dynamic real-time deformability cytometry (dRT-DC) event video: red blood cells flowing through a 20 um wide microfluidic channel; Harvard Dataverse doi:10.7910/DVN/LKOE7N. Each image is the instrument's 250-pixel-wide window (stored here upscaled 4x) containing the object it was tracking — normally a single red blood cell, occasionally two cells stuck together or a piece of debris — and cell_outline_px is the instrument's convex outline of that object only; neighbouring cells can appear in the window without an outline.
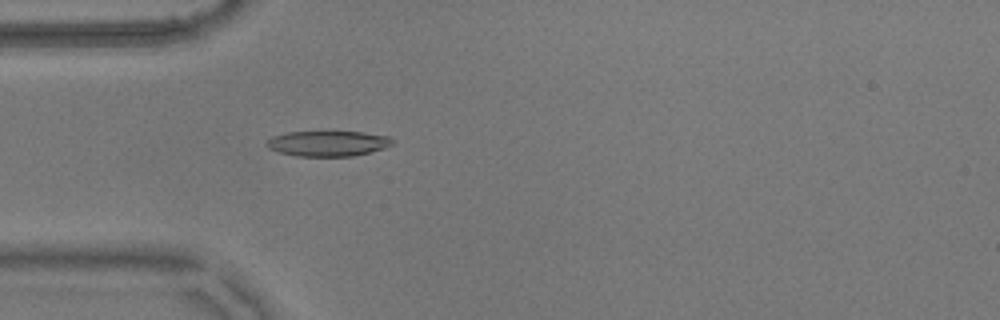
{"species": "common noctule bat (a hibernating species)", "species_latin": "Nyctalus noctula", "temperature_condition": "warm", "stored_images_in_passage": 56, "camera_frame_rate_fps": 3000, "um_per_image_px": 0.085, "animal": {"sex": "male", "body_mass_g": 17.9}, "frame": {"image": 1, "passage_image": 16, "time_ms": 5.0, "image_size_px": [1000, 320], "cell_outline_px": [[392, 144], [384, 148], [352, 156], [296, 156], [280, 152], [268, 148], [264, 144], [272, 136], [288, 132], [360, 132], [388, 136], [392, 140]], "centroid_in_image_um": [27.82, 12.19], "position_along_channel_um": 57.2, "area_um2": 18.38}}
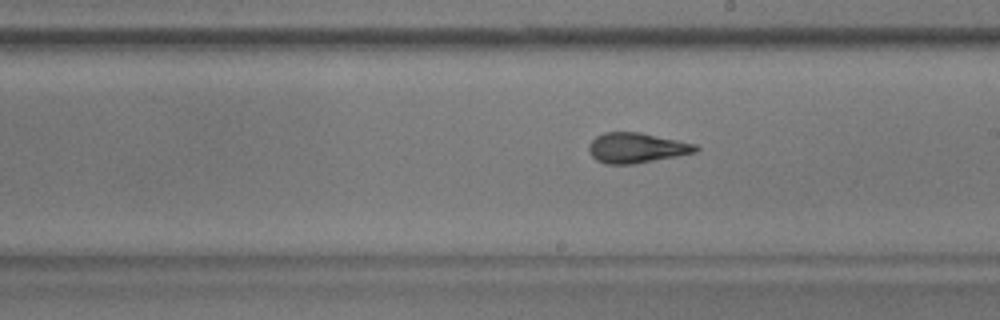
{"frame": {"image": 2, "passage_image": 31, "time_ms": 10.0, "image_size_px": [1000, 320], "cell_outline_px": [[700, 148], [696, 152], [636, 164], [604, 164], [596, 160], [588, 152], [588, 144], [596, 136], [604, 132], [640, 132], [696, 144]], "centroid_in_image_um": [54.07, 12.57], "position_along_channel_um": 234.9, "area_um2": 18.9}}
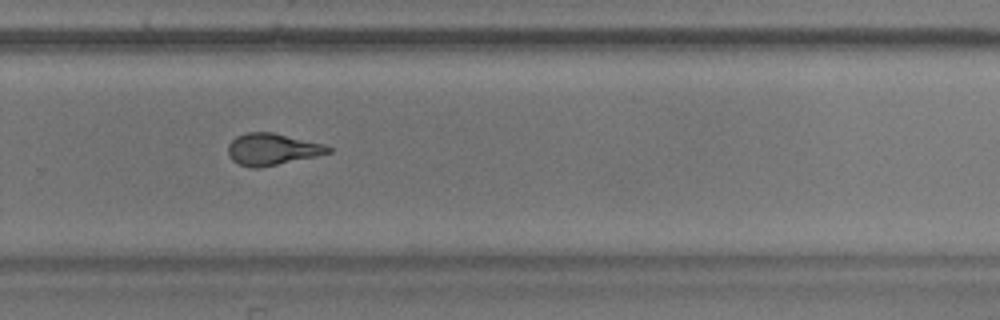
{"frame": {"image": 3, "passage_image": 37, "time_ms": 12.0, "image_size_px": [1000, 320], "cell_outline_px": [[332, 152], [316, 156], [260, 168], [252, 168], [240, 164], [232, 160], [228, 156], [228, 144], [236, 136], [248, 132], [272, 132], [324, 144], [332, 148]], "centroid_in_image_um": [23.12, 12.69], "position_along_channel_um": 306.7, "area_um2": 18.5}, "authors_computed_cell_mechanics": {"area_um2": 18.7561, "velocity_mm_per_s": 3.5993, "shape_relaxation_time_tau1_ms": null, "shape_relaxation_time_tau2_ms": 1.6051, "deformation_change_tau1": null, "deformation_change_tau2": 0.0879}}